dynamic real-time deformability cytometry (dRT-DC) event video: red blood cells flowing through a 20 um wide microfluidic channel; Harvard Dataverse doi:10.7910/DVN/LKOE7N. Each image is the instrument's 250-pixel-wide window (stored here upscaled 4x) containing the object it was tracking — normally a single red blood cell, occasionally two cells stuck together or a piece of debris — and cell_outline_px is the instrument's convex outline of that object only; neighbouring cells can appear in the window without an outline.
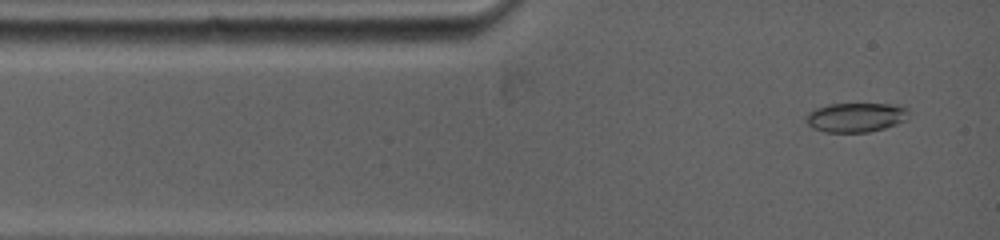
{"species": "common noctule bat (a hibernating species)", "species_latin": "Nyctalus noctula", "temperature_condition": "warm", "stored_images_in_passage": 4, "camera_frame_rate_fps": 5000, "um_per_image_px": 0.085, "animal": {"sex": "female", "body_mass_g": 19.0, "forearm_length_mm": 53.3}, "frame": {"image": 1, "passage_image": 1, "time_ms": 0.0, "image_size_px": [1000, 240], "cell_outline_px": [[908, 120], [884, 128], [868, 132], [828, 132], [812, 128], [804, 120], [804, 116], [808, 112], [816, 108], [828, 104], [904, 104], [908, 108]], "centroid_in_image_um": [72.77, 9.96], "position_along_channel_um": 12.2, "area_um2": 17.86}}
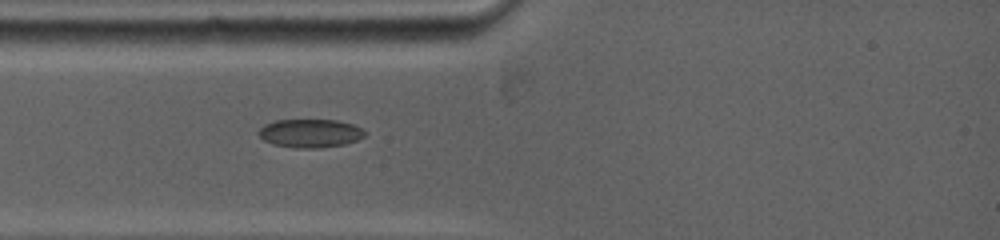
{"frame": {"image": 2, "passage_image": 4, "time_ms": 2.0, "image_size_px": [1000, 240], "cell_outline_px": [[368, 132], [364, 136], [356, 140], [344, 144], [320, 148], [296, 148], [272, 144], [264, 140], [260, 136], [260, 128], [264, 124], [276, 120], [336, 120], [352, 124]], "centroid_in_image_um": [26.37, 11.33], "position_along_channel_um": 58.6, "area_um2": 17.51}}